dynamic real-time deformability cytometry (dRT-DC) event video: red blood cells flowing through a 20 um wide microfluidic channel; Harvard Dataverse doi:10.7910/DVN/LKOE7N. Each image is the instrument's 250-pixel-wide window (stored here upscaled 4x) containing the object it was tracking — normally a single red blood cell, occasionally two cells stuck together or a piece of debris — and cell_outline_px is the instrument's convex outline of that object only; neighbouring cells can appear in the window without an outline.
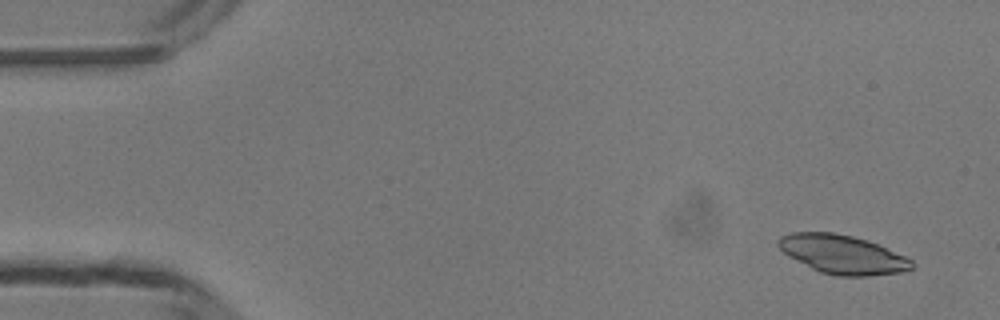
{"species": "common noctule bat (a hibernating species)", "species_latin": "Nyctalus noctula", "temperature_condition": "room temperature", "stored_images_in_passage": 10, "camera_frame_rate_fps": 3000, "um_per_image_px": 0.085, "animal": {"sex": "male", "body_mass_g": 13.3}, "frame": {"image": 1, "passage_image": 3, "time_ms": 0.667, "image_size_px": [1000, 320], "cell_outline_px": [[916, 264], [912, 268], [904, 272], [868, 276], [836, 276], [820, 272], [788, 256], [776, 244], [776, 240], [780, 236], [792, 232], [832, 232], [852, 236], [868, 240], [904, 256], [912, 260]], "centroid_in_image_um": [71.61, 21.62], "position_along_channel_um": 13.4, "area_um2": 30.23}}